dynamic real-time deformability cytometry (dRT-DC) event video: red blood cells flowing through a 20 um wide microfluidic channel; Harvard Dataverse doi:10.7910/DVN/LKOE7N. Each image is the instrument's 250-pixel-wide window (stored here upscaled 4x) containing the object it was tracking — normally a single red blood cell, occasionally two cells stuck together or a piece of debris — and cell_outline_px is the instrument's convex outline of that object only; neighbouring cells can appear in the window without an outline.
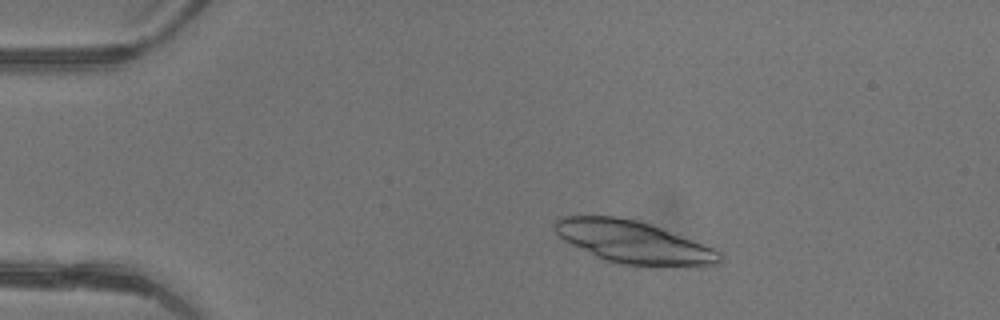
{"species": "common noctule bat (a hibernating species)", "species_latin": "Nyctalus noctula", "temperature_condition": "warm", "stored_images_in_passage": 2, "camera_frame_rate_fps": 3000, "um_per_image_px": 0.085, "animal": {"sex": "female"}, "frame": {"image": 1, "passage_image": 1, "time_ms": 0.0, "image_size_px": [1000, 320], "cell_outline_px": [[724, 256], [720, 264], [700, 268], [652, 268], [616, 264], [604, 260], [564, 240], [552, 228], [552, 224], [556, 216], [616, 216], [636, 220], [660, 228], [712, 248], [720, 252]], "centroid_in_image_um": [53.9, 20.64], "position_along_channel_um": 31.1, "area_um2": 41.79}}